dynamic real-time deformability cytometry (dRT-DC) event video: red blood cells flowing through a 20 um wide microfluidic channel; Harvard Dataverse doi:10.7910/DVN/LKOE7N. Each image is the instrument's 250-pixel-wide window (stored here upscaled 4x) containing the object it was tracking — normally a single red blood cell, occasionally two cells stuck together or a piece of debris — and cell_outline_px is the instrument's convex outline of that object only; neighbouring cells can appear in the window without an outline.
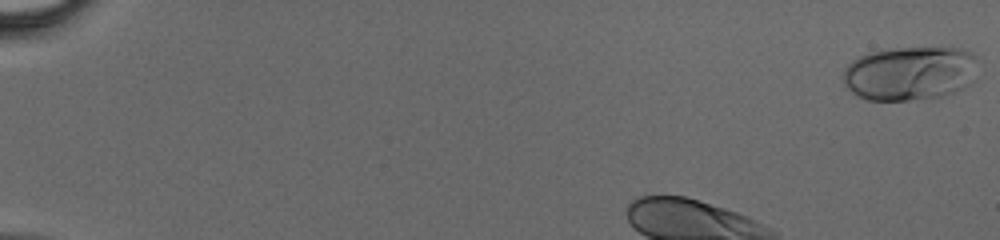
{"species": "human", "species_latin": "Homo sapiens", "temperature_condition": "cold", "stored_images_in_passage": 34, "camera_frame_rate_fps": 3000, "um_per_image_px": 0.085, "donor": {"sex": "male"}, "frame": {"image": 1, "passage_image": 1, "time_ms": 0.0, "image_size_px": [1000, 240], "cell_outline_px": [[976, 56], [968, 84], [964, 88], [928, 100], [868, 100], [852, 92], [844, 84], [844, 68], [852, 60], [868, 52], [892, 48], [960, 48], [972, 52]], "centroid_in_image_um": [77.28, 6.23], "position_along_channel_um": 7.7, "area_um2": 42.19}}
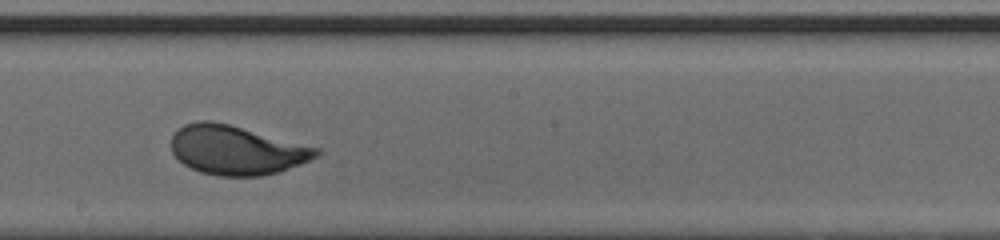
{"frame": {"image": 2, "passage_image": 22, "time_ms": 7.0, "image_size_px": [1000, 240], "cell_outline_px": [[320, 152], [316, 156], [300, 164], [280, 172], [260, 176], [220, 176], [200, 172], [184, 164], [172, 152], [172, 136], [184, 124], [200, 120], [212, 120], [228, 124], [320, 148]], "centroid_in_image_um": [20.1, 12.76], "position_along_channel_um": 228.1, "area_um2": 41.21}}
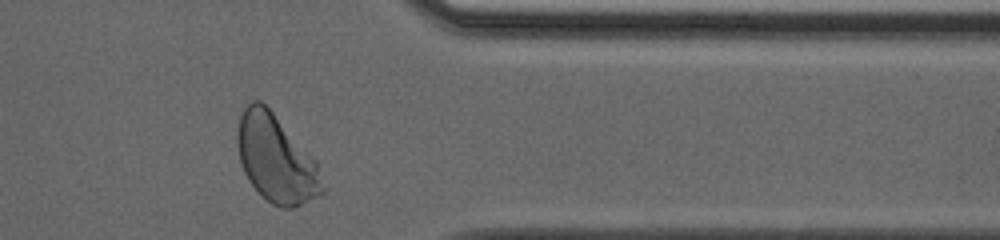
{"frame": {"image": 3, "passage_image": 33, "time_ms": 10.667, "image_size_px": [1000, 240], "cell_outline_px": [[324, 192], [292, 208], [280, 208], [272, 204], [248, 180], [244, 172], [240, 160], [236, 144], [236, 132], [240, 116], [244, 108], [252, 100], [260, 100], [272, 112], [316, 160], [324, 188]], "centroid_in_image_um": [23.43, 13.49], "position_along_channel_um": 388.0, "area_um2": 42.66}}